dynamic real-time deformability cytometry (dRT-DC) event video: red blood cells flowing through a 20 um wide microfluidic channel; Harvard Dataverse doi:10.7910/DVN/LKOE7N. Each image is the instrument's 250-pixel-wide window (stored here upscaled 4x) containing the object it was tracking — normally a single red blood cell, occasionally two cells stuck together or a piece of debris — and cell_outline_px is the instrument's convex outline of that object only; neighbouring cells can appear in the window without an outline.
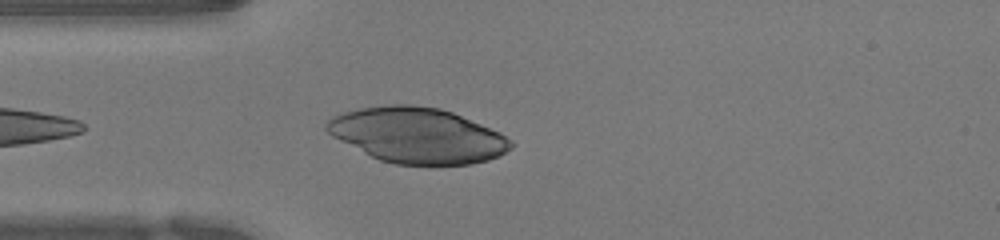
{"species": "human", "species_latin": "Homo sapiens", "temperature_condition": "warm", "stored_images_in_passage": 38, "camera_frame_rate_fps": 3000, "um_per_image_px": 0.085, "donor": {"sex": "female"}, "frame": {"image": 1, "passage_image": 3, "time_ms": 0.667, "image_size_px": [1000, 240], "cell_outline_px": [[516, 144], [512, 148], [488, 160], [472, 164], [396, 164], [380, 160], [332, 136], [324, 128], [324, 124], [332, 116], [344, 112], [360, 108], [388, 104], [412, 104], [440, 108], [452, 112], [500, 132], [512, 140]], "centroid_in_image_um": [35.48, 11.49], "position_along_channel_um": 49.5, "area_um2": 59.19}}
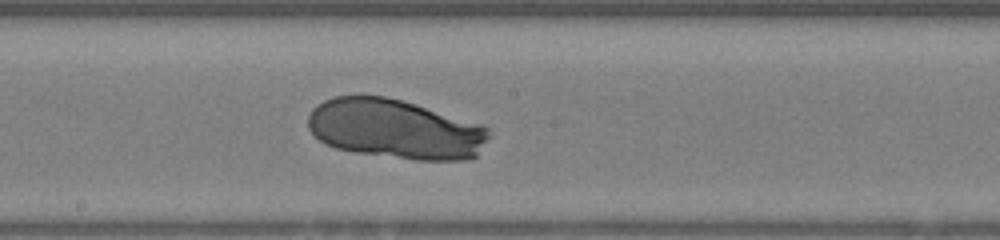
{"frame": {"image": 2, "passage_image": 16, "time_ms": 5.0, "image_size_px": [1000, 240], "cell_outline_px": [[492, 136], [476, 156], [468, 160], [416, 160], [352, 152], [336, 148], [324, 144], [308, 128], [308, 116], [312, 108], [316, 104], [332, 96], [384, 96], [416, 104], [484, 124], [488, 128]], "centroid_in_image_um": [33.62, 10.98], "position_along_channel_um": 214.6, "area_um2": 63.46}}
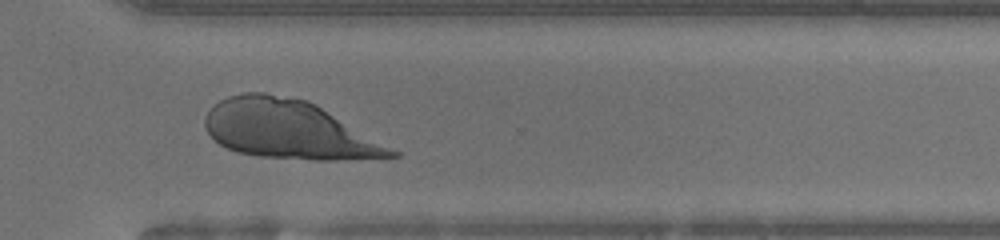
{"frame": {"image": 3, "passage_image": 26, "time_ms": 8.333, "image_size_px": [1000, 240], "cell_outline_px": [[400, 156], [336, 160], [316, 160], [260, 156], [236, 152], [220, 144], [208, 132], [204, 124], [204, 116], [220, 100], [228, 96], [244, 92], [264, 92], [308, 100], [316, 104], [400, 152]], "centroid_in_image_um": [24.54, 11.01], "position_along_channel_um": 346.1, "area_um2": 63.18}}